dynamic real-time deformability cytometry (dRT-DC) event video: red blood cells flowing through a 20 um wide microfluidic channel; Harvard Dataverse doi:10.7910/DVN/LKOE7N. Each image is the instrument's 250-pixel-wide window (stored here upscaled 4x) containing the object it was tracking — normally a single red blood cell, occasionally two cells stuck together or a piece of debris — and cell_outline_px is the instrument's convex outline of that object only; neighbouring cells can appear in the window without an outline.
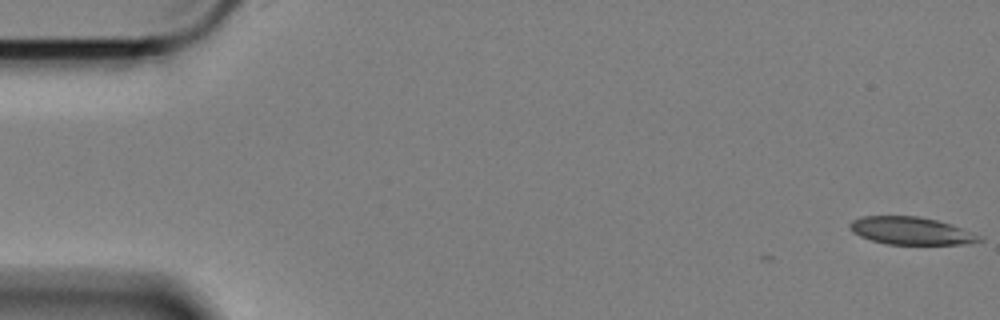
{"species": "Egyptian fruit bat (a non-hibernating species)", "species_latin": "Rousettus aegyptiacus", "temperature_condition": "cold", "stored_images_in_passage": 5, "camera_frame_rate_fps": 3000, "um_per_image_px": 0.085, "animal": {"sex": "female"}, "frame": {"image": 1, "passage_image": 1, "time_ms": 0.0, "image_size_px": [1000, 320], "cell_outline_px": [[984, 240], [968, 244], [888, 244], [872, 240], [860, 236], [852, 232], [848, 228], [848, 224], [852, 220], [860, 216], [920, 216], [952, 224], [984, 236]], "centroid_in_image_um": [77.46, 19.61], "position_along_channel_um": 7.5, "area_um2": 21.1}}